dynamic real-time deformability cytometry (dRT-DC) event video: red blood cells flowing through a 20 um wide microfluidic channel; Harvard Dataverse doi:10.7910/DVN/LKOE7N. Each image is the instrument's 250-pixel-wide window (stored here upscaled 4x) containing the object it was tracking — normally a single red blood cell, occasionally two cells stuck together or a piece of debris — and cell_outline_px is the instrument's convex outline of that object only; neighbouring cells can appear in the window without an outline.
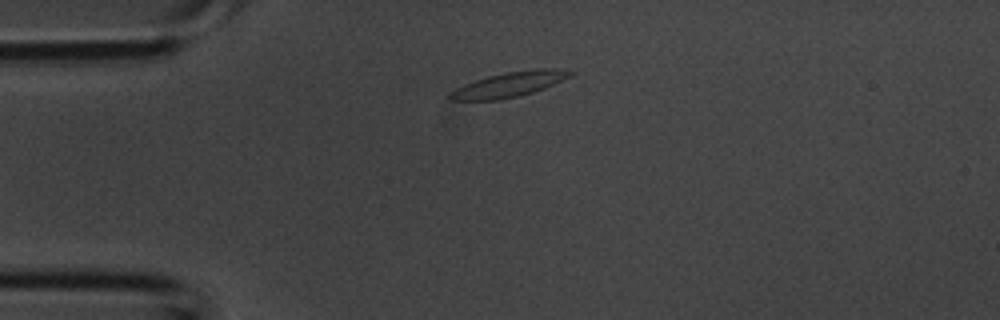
{"species": "common noctule bat (a hibernating species)", "species_latin": "Nyctalus noctula", "temperature_condition": "room temperature", "stored_images_in_passage": 31, "camera_frame_rate_fps": 3000, "um_per_image_px": 0.085, "animal": {"sex": "male", "body_mass_g": 20.1, "forearm_length_mm": 53.5}, "frame": {"image": 1, "passage_image": 1, "time_ms": 0.0, "image_size_px": [1000, 320], "cell_outline_px": [[572, 72], [568, 76], [544, 88], [532, 92], [516, 96], [496, 100], [448, 100], [448, 92], [464, 84], [488, 76], [508, 72], [540, 68], [552, 68]], "centroid_in_image_um": [43.17, 7.19], "position_along_channel_um": 41.8, "area_um2": 16.94}}
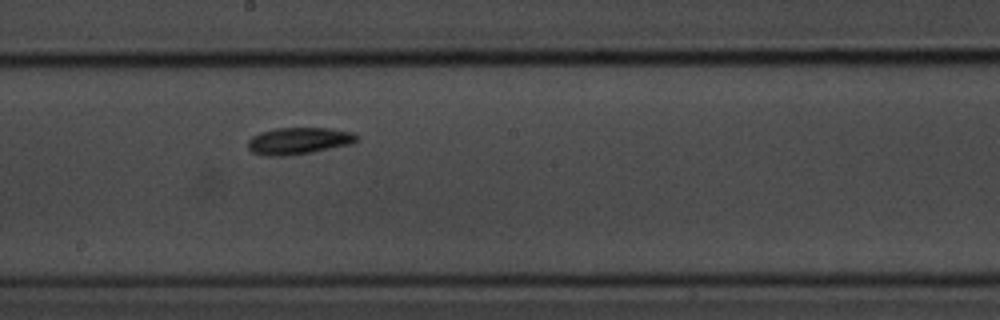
{"frame": {"image": 2, "passage_image": 13, "time_ms": 4.0, "image_size_px": [1000, 320], "cell_outline_px": [[360, 140], [352, 144], [312, 152], [288, 156], [264, 156], [252, 152], [248, 148], [248, 140], [252, 136], [260, 132], [276, 128], [332, 128], [352, 132], [360, 136]], "centroid_in_image_um": [25.42, 11.97], "position_along_channel_um": 222.8, "area_um2": 17.34}}
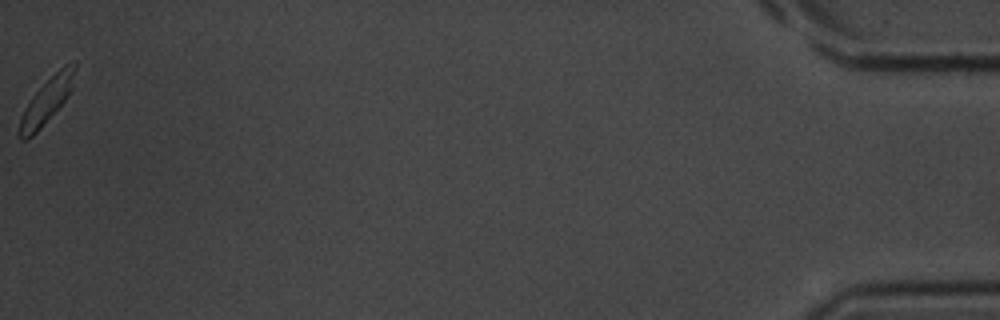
{"frame": {"image": 3, "passage_image": 31, "time_ms": 10.0, "image_size_px": [1000, 320], "cell_outline_px": [[76, 68], [72, 88], [68, 96], [40, 128], [28, 140], [20, 140], [20, 116], [24, 108], [32, 96], [64, 64], [76, 60]], "centroid_in_image_um": [3.99, 8.54], "position_along_channel_um": 431.2, "area_um2": 14.28}}